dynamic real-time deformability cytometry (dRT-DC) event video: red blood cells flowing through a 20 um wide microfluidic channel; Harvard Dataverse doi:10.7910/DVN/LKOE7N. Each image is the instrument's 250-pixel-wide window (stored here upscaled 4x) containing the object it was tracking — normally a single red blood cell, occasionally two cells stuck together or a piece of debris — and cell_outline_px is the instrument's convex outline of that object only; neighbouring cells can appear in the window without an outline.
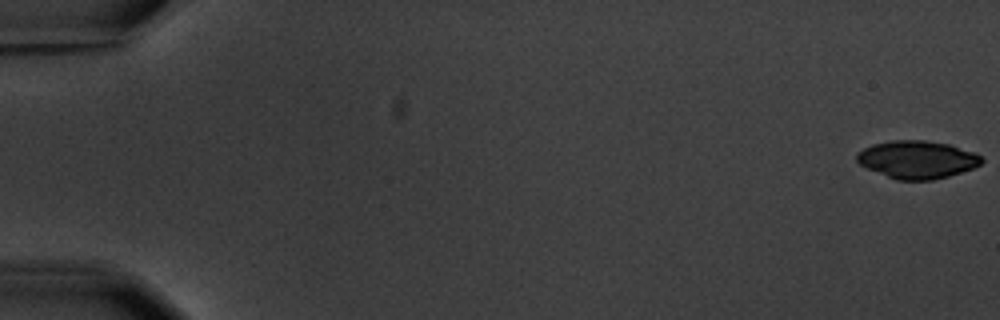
{"species": "common noctule bat (a hibernating species)", "species_latin": "Nyctalus noctula", "temperature_condition": "warm", "stored_images_in_passage": 4, "camera_frame_rate_fps": 3000, "um_per_image_px": 0.085, "animal": {"sex": "male", "body_mass_g": 20.1, "forearm_length_mm": 53.5}, "frame": {"image": 1, "passage_image": 1, "time_ms": 0.0, "image_size_px": [1000, 320], "cell_outline_px": [[984, 160], [980, 164], [972, 168], [948, 176], [932, 180], [896, 180], [868, 168], [860, 164], [856, 160], [856, 152], [872, 144], [892, 140], [924, 140], [948, 144], [976, 152]], "centroid_in_image_um": [77.95, 13.55], "position_along_channel_um": 7.1, "area_um2": 27.4}}